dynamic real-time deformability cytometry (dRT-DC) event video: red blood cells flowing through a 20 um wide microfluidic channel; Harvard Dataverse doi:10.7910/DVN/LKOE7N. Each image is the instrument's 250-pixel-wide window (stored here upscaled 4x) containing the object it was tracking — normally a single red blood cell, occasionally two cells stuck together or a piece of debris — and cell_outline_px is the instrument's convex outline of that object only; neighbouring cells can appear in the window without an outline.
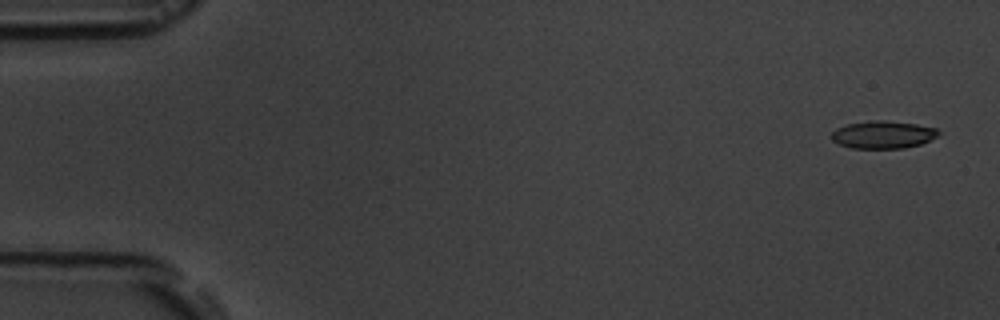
{"species": "common noctule bat (a hibernating species)", "species_latin": "Nyctalus noctula", "temperature_condition": "room temperature", "stored_images_in_passage": 6, "camera_frame_rate_fps": 3000, "um_per_image_px": 0.085, "animal": {"sex": "male", "body_mass_g": 19.5, "forearm_length_mm": 54.6}, "frame": {"image": 1, "passage_image": 1, "time_ms": 0.0, "image_size_px": [1000, 320], "cell_outline_px": [[940, 132], [936, 136], [920, 144], [904, 148], [852, 148], [840, 144], [832, 140], [832, 132], [836, 128], [848, 124], [868, 120], [884, 120], [916, 124], [936, 128]], "centroid_in_image_um": [75.03, 11.44], "position_along_channel_um": 10.0, "area_um2": 17.05}}